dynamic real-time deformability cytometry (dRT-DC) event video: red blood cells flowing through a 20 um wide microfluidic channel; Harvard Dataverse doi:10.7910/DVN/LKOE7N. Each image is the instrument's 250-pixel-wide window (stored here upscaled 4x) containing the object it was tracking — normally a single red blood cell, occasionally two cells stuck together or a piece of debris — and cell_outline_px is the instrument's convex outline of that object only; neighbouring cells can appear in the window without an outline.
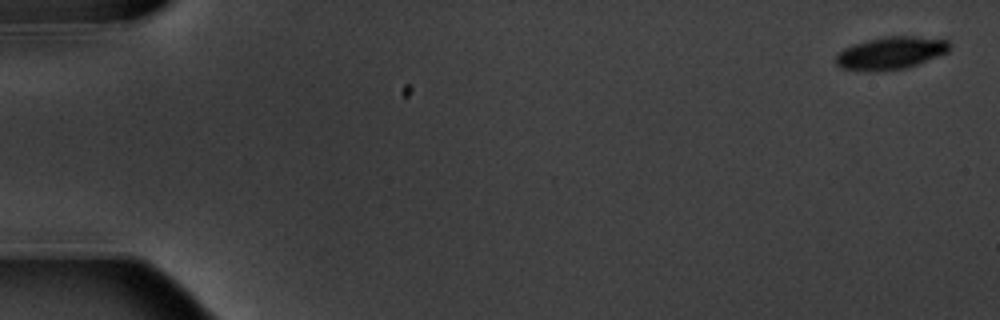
{"species": "common noctule bat (a hibernating species)", "species_latin": "Nyctalus noctula", "temperature_condition": "warm", "stored_images_in_passage": 8, "camera_frame_rate_fps": 3000, "um_per_image_px": 0.085, "animal": {"sex": "male", "body_mass_g": 20.1, "forearm_length_mm": 53.5}, "frame": {"image": 1, "passage_image": 1, "time_ms": 0.0, "image_size_px": [1000, 320], "cell_outline_px": [[952, 44], [948, 52], [916, 64], [904, 68], [876, 72], [868, 72], [840, 68], [836, 64], [836, 56], [844, 48], [868, 40], [888, 36], [912, 36], [948, 40]], "centroid_in_image_um": [75.71, 4.52], "position_along_channel_um": 9.3, "area_um2": 21.44}}
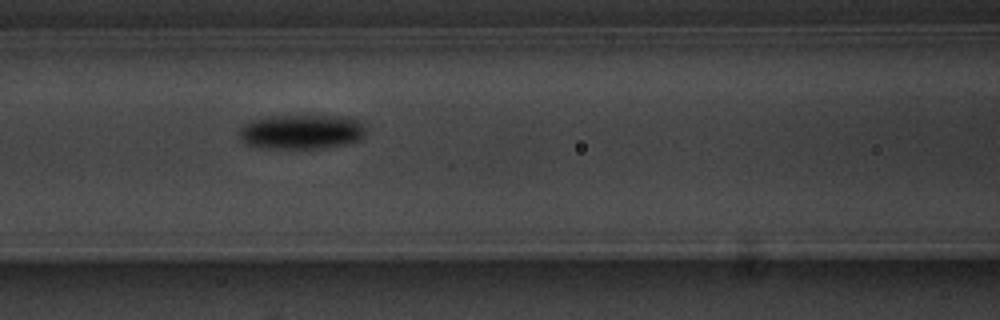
{"frame": {"image": 2, "passage_image": 8, "time_ms": 8.0, "image_size_px": [1000, 320], "cell_outline_px": [[364, 136], [360, 140], [344, 144], [324, 148], [268, 148], [244, 144], [240, 140], [236, 132], [244, 124], [252, 120], [272, 116], [352, 116], [364, 124]], "centroid_in_image_um": [25.61, 11.2], "position_along_channel_um": 141.0, "area_um2": 25.78}}